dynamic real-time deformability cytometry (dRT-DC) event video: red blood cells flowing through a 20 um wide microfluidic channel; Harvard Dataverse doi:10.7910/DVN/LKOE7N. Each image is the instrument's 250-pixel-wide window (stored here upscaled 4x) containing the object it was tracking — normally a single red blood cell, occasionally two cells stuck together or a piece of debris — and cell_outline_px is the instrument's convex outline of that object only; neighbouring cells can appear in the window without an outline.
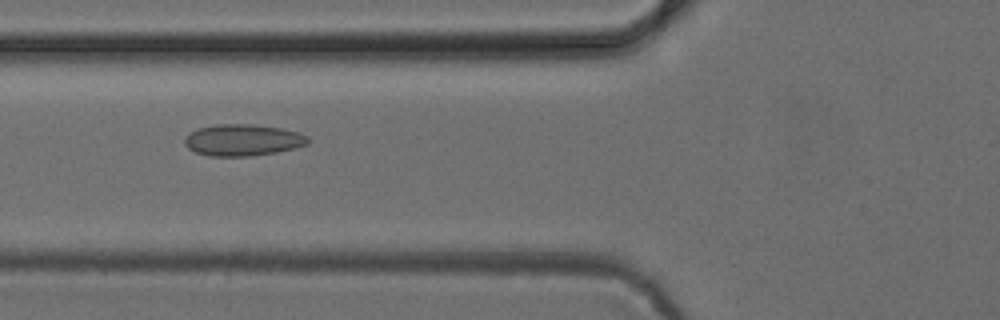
{"species": "common noctule bat (a hibernating species)", "species_latin": "Nyctalus noctula", "temperature_condition": "cold", "stored_images_in_passage": 6, "camera_frame_rate_fps": 3000, "um_per_image_px": 0.085, "animal": {"sex": "female", "body_mass_g": 24.6, "forearm_length_mm": 56.2}, "frame": {"image": 1, "passage_image": 6, "time_ms": 6.333, "image_size_px": [1000, 320], "cell_outline_px": [[312, 140], [308, 144], [296, 148], [276, 152], [252, 156], [208, 156], [196, 152], [188, 148], [184, 144], [184, 136], [200, 128], [216, 124], [252, 124], [280, 128], [300, 132], [308, 136]], "centroid_in_image_um": [20.68, 11.91], "position_along_channel_um": 105.1, "area_um2": 22.89}}